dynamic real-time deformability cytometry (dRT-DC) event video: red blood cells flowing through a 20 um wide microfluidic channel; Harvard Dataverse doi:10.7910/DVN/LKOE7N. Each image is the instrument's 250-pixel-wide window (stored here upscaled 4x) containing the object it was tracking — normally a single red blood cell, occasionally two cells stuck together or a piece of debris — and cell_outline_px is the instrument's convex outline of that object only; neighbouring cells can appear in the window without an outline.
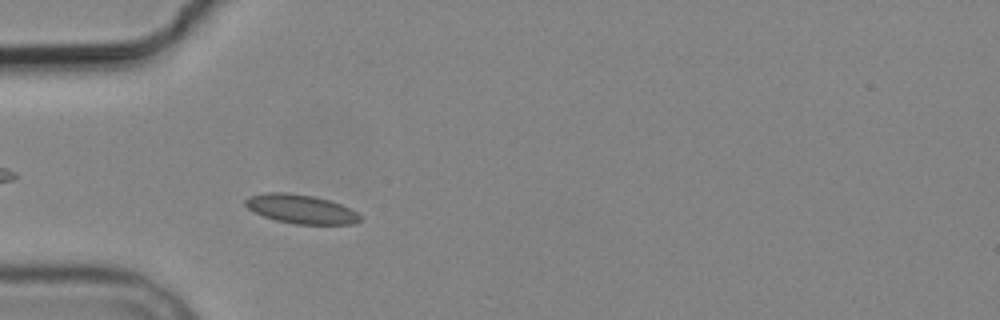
{"species": "common noctule bat (a hibernating species)", "species_latin": "Nyctalus noctula", "temperature_condition": "cold", "stored_images_in_passage": 2, "camera_frame_rate_fps": 3000, "um_per_image_px": 0.085, "animal": {"sex": "male", "body_mass_g": 19.2, "forearm_length_mm": 51.8}, "frame": {"image": 1, "passage_image": 2, "time_ms": 1.0, "image_size_px": [1000, 320], "cell_outline_px": [[360, 220], [352, 224], [296, 224], [276, 220], [264, 216], [248, 208], [244, 204], [244, 200], [248, 196], [264, 192], [288, 192], [312, 196], [328, 200], [340, 204], [356, 212], [360, 216]], "centroid_in_image_um": [25.53, 17.76], "position_along_channel_um": 59.5, "area_um2": 19.19}}